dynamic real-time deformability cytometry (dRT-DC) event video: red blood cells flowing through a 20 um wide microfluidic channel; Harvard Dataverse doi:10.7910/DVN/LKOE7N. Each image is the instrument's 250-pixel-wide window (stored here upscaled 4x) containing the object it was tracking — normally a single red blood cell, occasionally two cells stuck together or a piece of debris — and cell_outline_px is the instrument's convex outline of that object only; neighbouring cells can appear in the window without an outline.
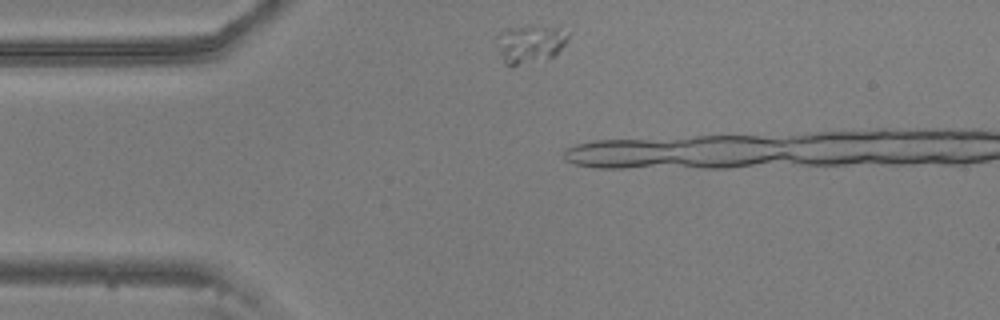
{"species": "common noctule bat (a hibernating species)", "species_latin": "Nyctalus noctula", "temperature_condition": "warm", "stored_images_in_passage": 5, "camera_frame_rate_fps": 3000, "um_per_image_px": 0.085, "animal": {"sex": "male", "body_mass_g": 20.5, "forearm_length_mm": 52.5}, "frame": {"image": 1, "passage_image": 1, "time_ms": 0.0, "image_size_px": [1000, 320], "cell_outline_px": [[568, 40], [556, 56], [516, 64], [504, 64], [500, 48], [500, 32], [512, 28], [560, 24], [568, 32]], "centroid_in_image_um": [45.22, 3.67], "position_along_channel_um": 39.8, "area_um2": 15.43}}